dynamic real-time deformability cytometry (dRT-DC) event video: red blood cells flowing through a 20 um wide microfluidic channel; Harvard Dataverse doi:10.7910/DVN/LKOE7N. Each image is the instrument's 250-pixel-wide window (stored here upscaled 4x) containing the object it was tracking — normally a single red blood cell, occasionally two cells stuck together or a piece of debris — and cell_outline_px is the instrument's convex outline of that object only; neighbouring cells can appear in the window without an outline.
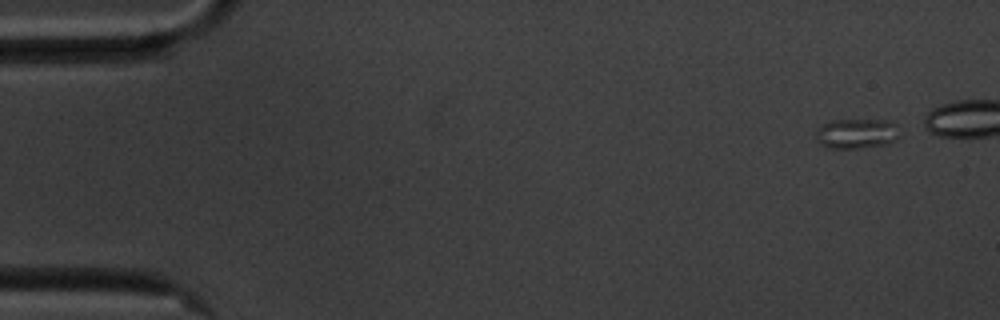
{"species": "common noctule bat (a hibernating species)", "species_latin": "Nyctalus noctula", "temperature_condition": "cold", "stored_images_in_passage": 15, "camera_frame_rate_fps": 3000, "um_per_image_px": 0.085, "animal": {"sex": "male", "body_mass_g": 20.1, "forearm_length_mm": 53.5}, "frame": {"image": 1, "passage_image": 1, "time_ms": 0.0, "image_size_px": [1000, 320], "cell_outline_px": [[896, 140], [888, 144], [856, 148], [832, 148], [820, 144], [816, 136], [816, 132], [824, 124], [832, 120], [888, 120], [896, 124]], "centroid_in_image_um": [72.81, 11.35], "position_along_channel_um": 12.2, "area_um2": 14.28}}